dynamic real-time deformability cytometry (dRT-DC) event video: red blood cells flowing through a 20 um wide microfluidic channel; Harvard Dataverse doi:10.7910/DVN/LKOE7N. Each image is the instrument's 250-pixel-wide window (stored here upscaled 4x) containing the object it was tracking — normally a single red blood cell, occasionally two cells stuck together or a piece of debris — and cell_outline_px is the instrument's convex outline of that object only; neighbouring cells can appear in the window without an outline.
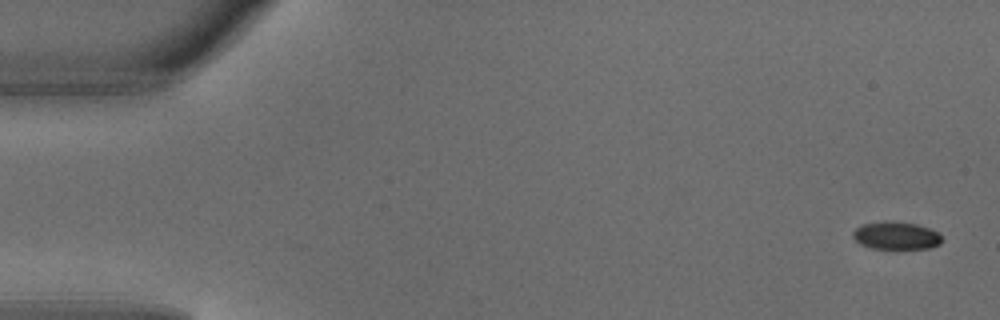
{"species": "common noctule bat (a hibernating species)", "species_latin": "Nyctalus noctula", "temperature_condition": "warm", "stored_images_in_passage": 5, "camera_frame_rate_fps": 3000, "um_per_image_px": 0.085, "animal": {"sex": "male", "body_mass_g": 18.8}, "frame": {"image": 1, "passage_image": 1, "time_ms": 0.0, "image_size_px": [1000, 320], "cell_outline_px": [[940, 244], [928, 248], [872, 248], [860, 244], [852, 236], [852, 232], [856, 228], [864, 224], [884, 220], [892, 220], [916, 224], [928, 228], [936, 232], [940, 236]], "centroid_in_image_um": [76.12, 20.0], "position_along_channel_um": 8.9, "area_um2": 14.22}}
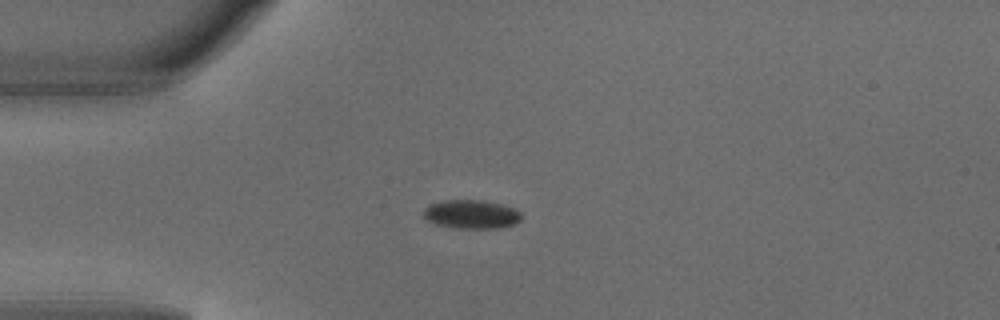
{"frame": {"image": 2, "passage_image": 4, "time_ms": 1.0, "image_size_px": [1000, 320], "cell_outline_px": [[520, 220], [516, 224], [500, 228], [456, 228], [436, 224], [428, 220], [424, 216], [424, 208], [428, 204], [448, 200], [480, 200], [500, 204], [512, 208], [520, 212]], "centroid_in_image_um": [40.06, 18.22], "position_along_channel_um": 44.9, "area_um2": 16.24}}